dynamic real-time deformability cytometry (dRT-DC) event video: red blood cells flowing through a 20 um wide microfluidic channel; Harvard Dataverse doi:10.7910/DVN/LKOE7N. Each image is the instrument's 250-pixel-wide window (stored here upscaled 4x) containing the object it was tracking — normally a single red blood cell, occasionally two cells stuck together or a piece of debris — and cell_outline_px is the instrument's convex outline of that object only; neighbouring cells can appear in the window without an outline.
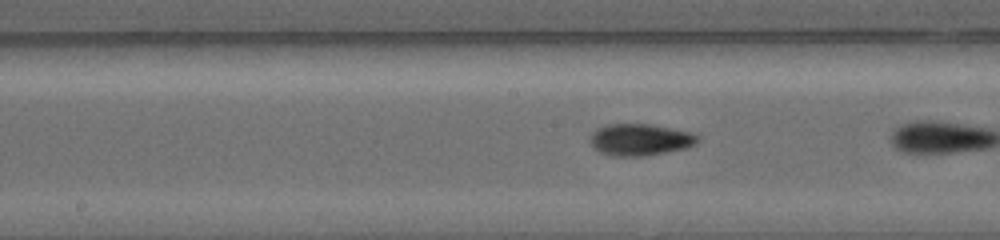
{"species": "common noctule bat (a hibernating species)", "species_latin": "Nyctalus noctula", "temperature_condition": "warm", "stored_images_in_passage": 17, "camera_frame_rate_fps": 5000, "um_per_image_px": 0.085, "animal": {"sex": "female", "body_mass_g": 19.0, "forearm_length_mm": 56.7}, "frame": {"image": 1, "passage_image": 12, "time_ms": 3.2, "image_size_px": [1000, 240], "cell_outline_px": [[700, 140], [696, 144], [688, 148], [648, 156], [616, 156], [600, 152], [592, 148], [588, 140], [592, 132], [596, 128], [608, 124], [652, 124], [692, 132], [700, 136]], "centroid_in_image_um": [54.42, 11.87], "position_along_channel_um": 193.8, "area_um2": 20.4}}